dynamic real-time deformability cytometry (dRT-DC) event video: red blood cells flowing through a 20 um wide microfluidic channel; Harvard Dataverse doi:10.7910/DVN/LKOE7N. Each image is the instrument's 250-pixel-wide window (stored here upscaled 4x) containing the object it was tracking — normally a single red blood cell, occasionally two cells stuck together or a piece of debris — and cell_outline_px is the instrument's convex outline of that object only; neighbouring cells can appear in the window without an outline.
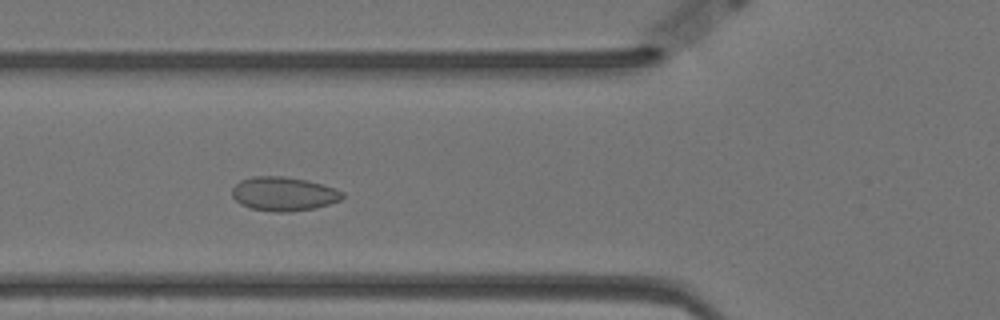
{"species": "Egyptian fruit bat (a non-hibernating species)", "species_latin": "Rousettus aegyptiacus", "temperature_condition": "warm", "stored_images_in_passage": 15, "camera_frame_rate_fps": 3000, "um_per_image_px": 0.085, "animal": {"sex": "female"}, "frame": {"image": 1, "passage_image": 4, "time_ms": 1.0, "image_size_px": [1000, 320], "cell_outline_px": [[344, 196], [340, 200], [316, 208], [288, 212], [276, 212], [252, 208], [240, 204], [232, 196], [232, 188], [240, 180], [252, 176], [284, 176], [308, 180], [336, 188], [344, 192]], "centroid_in_image_um": [24.12, 16.47], "position_along_channel_um": 101.7, "area_um2": 21.96}}
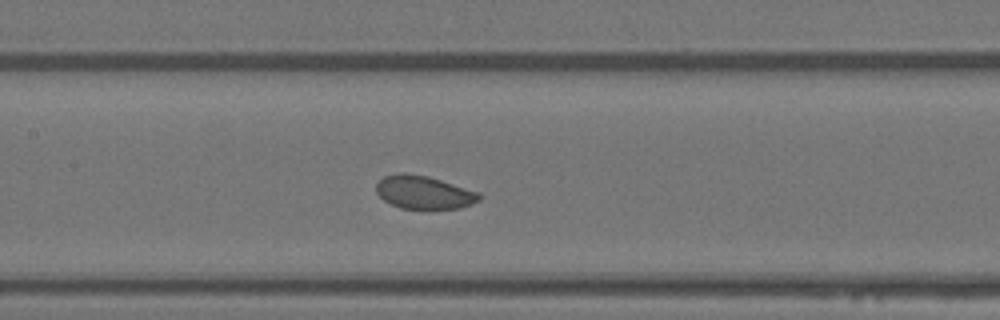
{"frame": {"image": 2, "passage_image": 10, "time_ms": 3.0, "image_size_px": [1000, 320], "cell_outline_px": [[480, 200], [472, 204], [460, 208], [428, 212], [400, 208], [384, 200], [376, 192], [376, 184], [384, 176], [396, 172], [404, 172], [428, 176], [480, 192]], "centroid_in_image_um": [36.04, 16.39], "position_along_channel_um": 171.4, "area_um2": 20.75}}
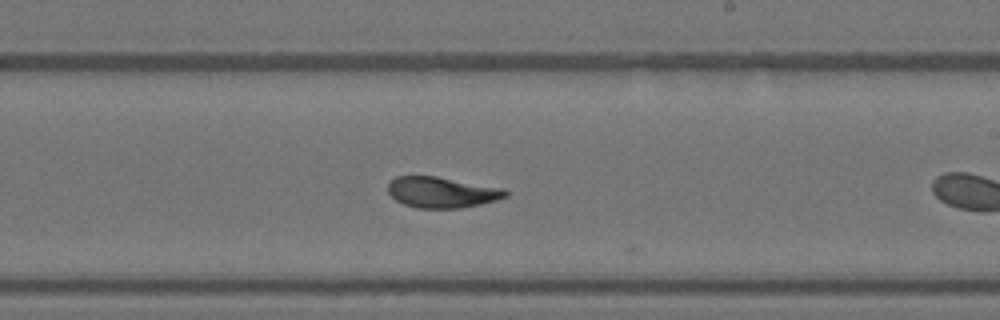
{"frame": {"image": 3, "passage_image": 13, "time_ms": 4.0, "image_size_px": [1000, 320], "cell_outline_px": [[508, 196], [496, 200], [480, 204], [460, 208], [416, 208], [404, 204], [396, 200], [388, 192], [388, 184], [396, 176], [436, 176], [504, 188], [508, 192]], "centroid_in_image_um": [37.56, 16.34], "position_along_channel_um": 251.4, "area_um2": 21.1}}